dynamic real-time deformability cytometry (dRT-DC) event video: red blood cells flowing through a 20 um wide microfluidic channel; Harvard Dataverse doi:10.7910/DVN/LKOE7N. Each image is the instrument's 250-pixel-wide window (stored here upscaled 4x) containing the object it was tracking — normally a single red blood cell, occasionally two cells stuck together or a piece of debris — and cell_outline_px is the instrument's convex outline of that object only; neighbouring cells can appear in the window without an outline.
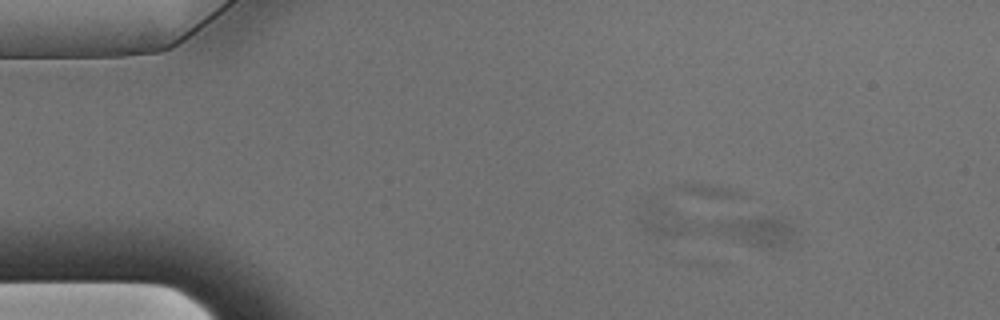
{"species": "Egyptian fruit bat (a non-hibernating species)", "species_latin": "Rousettus aegyptiacus", "temperature_condition": "warm", "stored_images_in_passage": 15, "segment_of_instrument_passage": [2, 2], "camera_frame_rate_fps": 3000, "um_per_image_px": 0.085, "animal": {"sex": "male"}, "frame": {"image": 1, "passage_image": 7, "time_ms": 2.0, "image_size_px": [1000, 320], "cell_outline_px": [[796, 244], [784, 248], [764, 248], [656, 236], [644, 232], [640, 228], [640, 220], [648, 200], [656, 196], [776, 216], [788, 220], [792, 224], [796, 232]], "centroid_in_image_um": [60.8, 19.07], "position_along_channel_um": 24.2, "area_um2": 38.84}}